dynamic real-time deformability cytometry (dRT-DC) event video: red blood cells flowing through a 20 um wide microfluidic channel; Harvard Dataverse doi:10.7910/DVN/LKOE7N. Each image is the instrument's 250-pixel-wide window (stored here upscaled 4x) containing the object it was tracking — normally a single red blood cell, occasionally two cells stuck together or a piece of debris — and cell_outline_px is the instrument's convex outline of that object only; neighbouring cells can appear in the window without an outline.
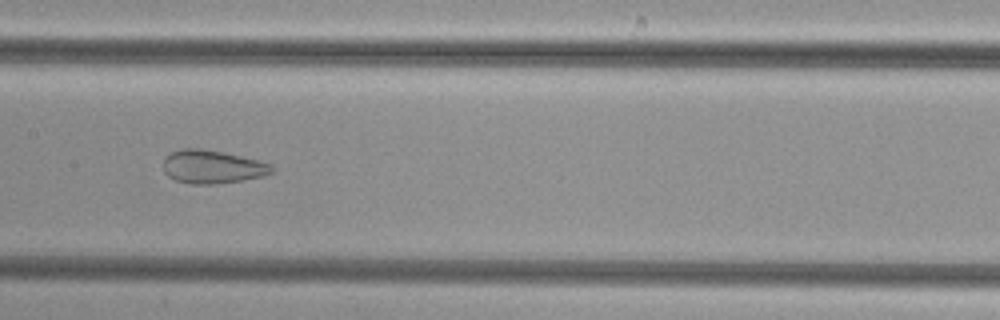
{"species": "common noctule bat (a hibernating species)", "species_latin": "Nyctalus noctula", "temperature_condition": "cold", "stored_images_in_passage": 50, "camera_frame_rate_fps": 3000, "um_per_image_px": 0.085, "animal": {"sex": "female", "body_mass_g": 29.2, "forearm_length_mm": 56.3}, "frame": {"image": 1, "passage_image": 25, "time_ms": 8.0, "image_size_px": [1000, 320], "cell_outline_px": [[272, 172], [264, 176], [240, 180], [212, 184], [192, 184], [176, 180], [168, 176], [164, 172], [164, 160], [172, 152], [184, 148], [200, 148], [240, 156], [256, 160], [268, 164], [272, 168]], "centroid_in_image_um": [18.0, 14.18], "position_along_channel_um": 189.4, "area_um2": 20.52}}
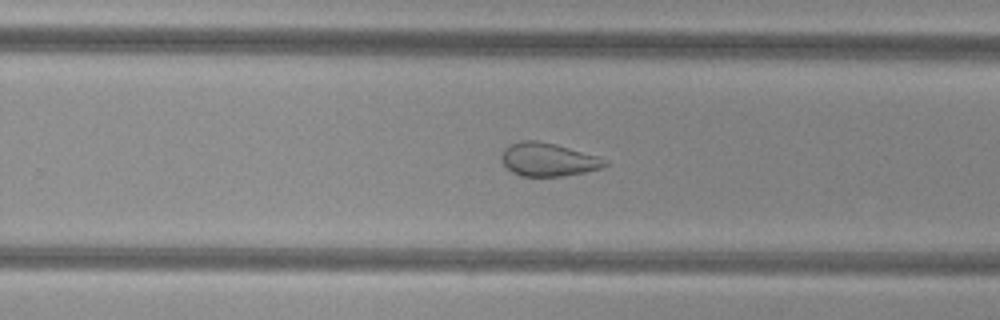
{"frame": {"image": 2, "passage_image": 32, "time_ms": 10.333, "image_size_px": [1000, 320], "cell_outline_px": [[608, 164], [600, 168], [584, 172], [564, 176], [520, 176], [512, 172], [504, 164], [500, 156], [504, 148], [520, 140], [536, 140], [556, 144], [600, 156], [608, 160]], "centroid_in_image_um": [46.61, 13.55], "position_along_channel_um": 283.2, "area_um2": 20.17}}
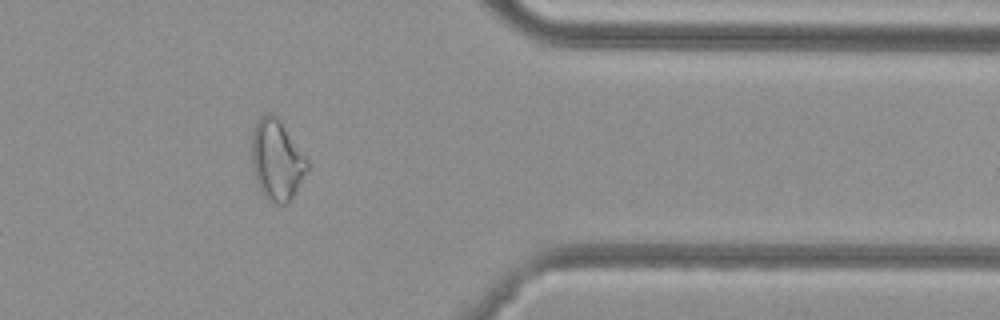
{"frame": {"image": 3, "passage_image": 41, "time_ms": 13.333, "image_size_px": [1000, 320], "cell_outline_px": [[308, 168], [300, 184], [288, 204], [276, 204], [268, 200], [264, 196], [256, 184], [252, 168], [252, 132], [260, 116], [268, 112], [272, 112], [280, 120], [308, 160]], "centroid_in_image_um": [23.51, 13.61], "position_along_channel_um": 387.9, "area_um2": 26.13}}